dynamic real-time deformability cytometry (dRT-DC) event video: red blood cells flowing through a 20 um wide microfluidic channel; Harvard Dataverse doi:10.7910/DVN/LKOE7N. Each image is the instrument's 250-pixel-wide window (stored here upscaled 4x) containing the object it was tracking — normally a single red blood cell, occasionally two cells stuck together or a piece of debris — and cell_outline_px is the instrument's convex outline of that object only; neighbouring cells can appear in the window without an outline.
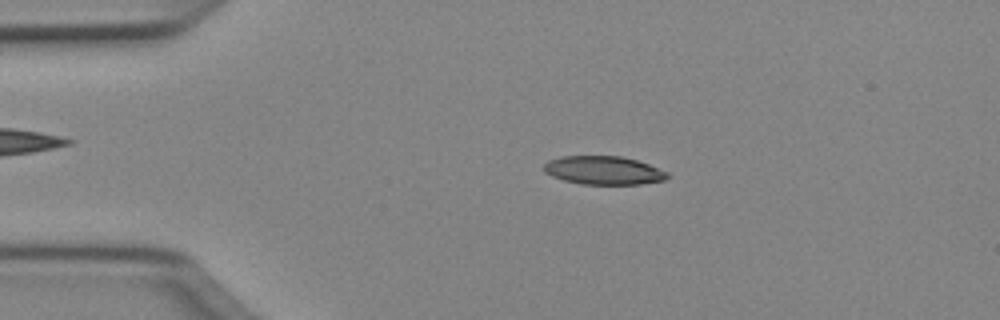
{"species": "Egyptian fruit bat (a non-hibernating species)", "species_latin": "Rousettus aegyptiacus", "temperature_condition": "cold", "stored_images_in_passage": 47, "camera_frame_rate_fps": 3000, "um_per_image_px": 0.085, "animal": {"sex": "female"}, "frame": {"image": 1, "passage_image": 7, "time_ms": 2.0, "image_size_px": [1000, 320], "cell_outline_px": [[668, 176], [664, 180], [640, 184], [580, 184], [564, 180], [552, 176], [544, 172], [544, 164], [548, 160], [560, 156], [620, 156], [636, 160], [648, 164], [668, 172]], "centroid_in_image_um": [51.27, 14.48], "position_along_channel_um": 33.7, "area_um2": 20.4}}
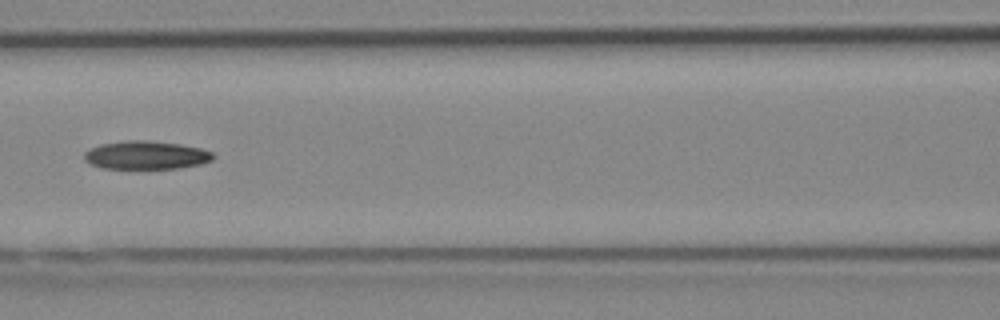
{"frame": {"image": 2, "passage_image": 19, "time_ms": 6.0, "image_size_px": [1000, 320], "cell_outline_px": [[216, 156], [212, 160], [200, 164], [180, 168], [104, 168], [92, 164], [84, 160], [84, 152], [88, 148], [100, 144], [124, 140], [144, 140], [180, 144], [200, 148], [212, 152]], "centroid_in_image_um": [12.4, 13.18], "position_along_channel_um": 154.2, "area_um2": 21.27}}
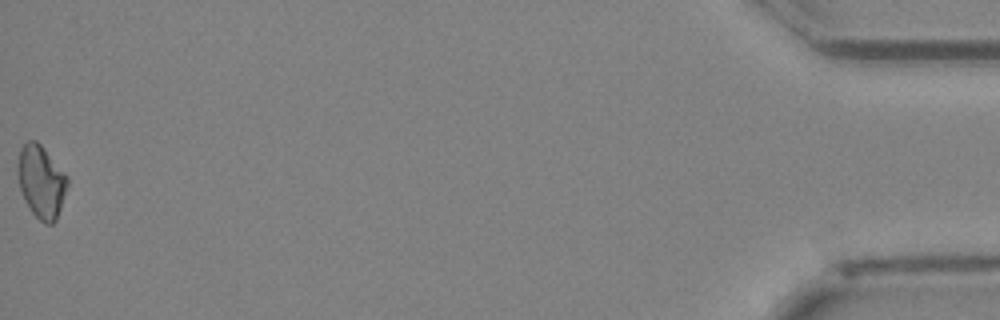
{"frame": {"image": 3, "passage_image": 47, "time_ms": 15.333, "image_size_px": [1000, 320], "cell_outline_px": [[68, 184], [56, 220], [52, 224], [44, 224], [32, 212], [24, 200], [20, 188], [16, 168], [20, 148], [28, 140], [36, 140], [44, 148], [68, 176]], "centroid_in_image_um": [3.49, 15.43], "position_along_channel_um": 431.7, "area_um2": 21.04}, "authors_computed_cell_mechanics": {"area_um2": 20.9236, "velocity_mm_per_s": 4.0377, "shape_relaxation_time_tau1_ms": 9.7343, "shape_relaxation_time_tau2_ms": null, "deformation_change_tau1": 0.2013, "deformation_change_tau2": null}}